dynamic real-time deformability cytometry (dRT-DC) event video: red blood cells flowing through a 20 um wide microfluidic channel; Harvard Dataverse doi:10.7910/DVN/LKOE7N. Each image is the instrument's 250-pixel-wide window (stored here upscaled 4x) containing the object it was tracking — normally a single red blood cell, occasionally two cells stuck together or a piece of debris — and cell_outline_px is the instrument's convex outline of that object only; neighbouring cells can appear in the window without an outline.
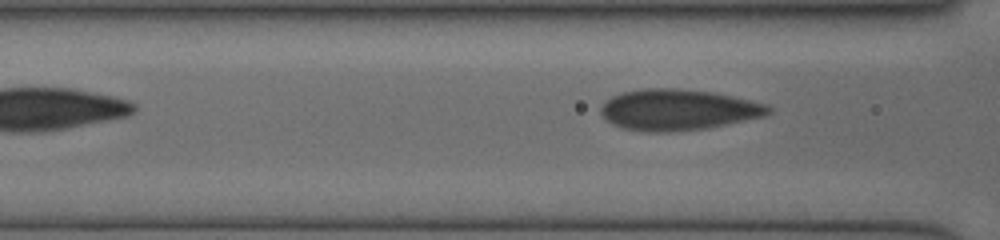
{"species": "human", "species_latin": "Homo sapiens", "temperature_condition": "cold", "stored_images_in_passage": 5, "segment_of_instrument_passage": [2, 2], "camera_frame_rate_fps": 3000, "um_per_image_px": 0.085, "donor": {"sex": "female"}, "frame": {"image": 1, "passage_image": 5, "time_ms": 2.667, "image_size_px": [1000, 240], "cell_outline_px": [[772, 112], [764, 116], [704, 128], [664, 132], [648, 132], [620, 128], [612, 124], [600, 112], [600, 108], [604, 100], [620, 92], [644, 88], [680, 88], [716, 92], [752, 100], [768, 104], [772, 108]], "centroid_in_image_um": [57.62, 9.31], "position_along_channel_um": 109.0, "area_um2": 40.29}}